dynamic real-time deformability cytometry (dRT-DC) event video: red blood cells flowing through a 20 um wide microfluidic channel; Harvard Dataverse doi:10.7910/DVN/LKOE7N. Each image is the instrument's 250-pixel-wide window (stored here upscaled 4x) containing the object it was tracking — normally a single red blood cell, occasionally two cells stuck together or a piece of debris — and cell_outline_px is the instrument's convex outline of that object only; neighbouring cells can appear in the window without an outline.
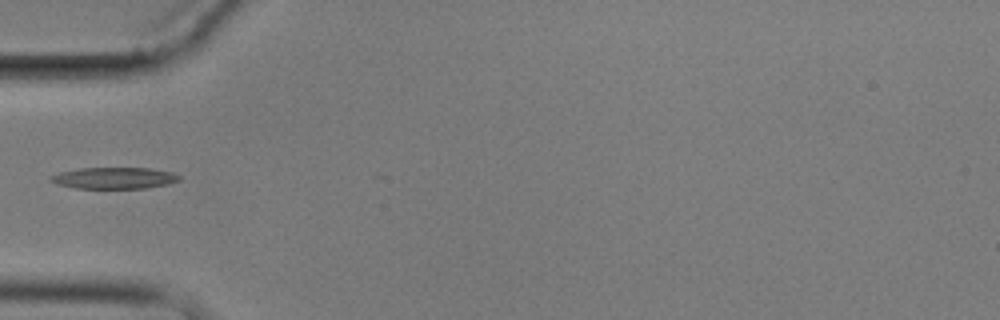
{"species": "common noctule bat (a hibernating species)", "species_latin": "Nyctalus noctula", "temperature_condition": "cold", "stored_images_in_passage": 1, "camera_frame_rate_fps": 3000, "um_per_image_px": 0.085, "animal": {"sex": "male", "body_mass_g": 17.9}, "frame": {"image": 1, "passage_image": 1, "time_ms": 0.0, "image_size_px": [1000, 320], "cell_outline_px": [[180, 180], [168, 184], [144, 188], [76, 188], [60, 184], [48, 180], [52, 176], [60, 172], [80, 168], [148, 168], [172, 172], [180, 176]], "centroid_in_image_um": [9.74, 15.13], "position_along_channel_um": 75.3, "area_um2": 15.84}}